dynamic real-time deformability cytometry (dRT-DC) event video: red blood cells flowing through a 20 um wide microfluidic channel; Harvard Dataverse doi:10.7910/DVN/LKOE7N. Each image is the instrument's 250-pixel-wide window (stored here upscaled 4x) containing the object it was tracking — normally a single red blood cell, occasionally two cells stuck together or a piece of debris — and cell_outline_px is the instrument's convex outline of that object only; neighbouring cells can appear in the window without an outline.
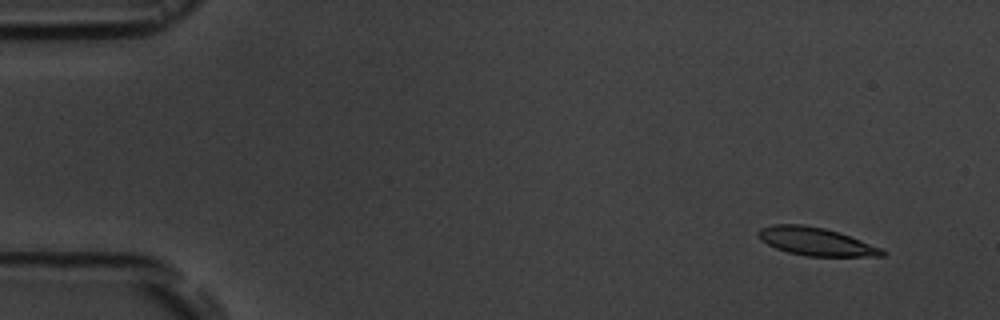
{"species": "common noctule bat (a hibernating species)", "species_latin": "Nyctalus noctula", "temperature_condition": "room temperature", "stored_images_in_passage": 8, "camera_frame_rate_fps": 3000, "um_per_image_px": 0.085, "animal": {"sex": "male", "body_mass_g": 19.5, "forearm_length_mm": 54.6}, "frame": {"image": 1, "passage_image": 1, "time_ms": 0.0, "image_size_px": [1000, 320], "cell_outline_px": [[888, 252], [884, 256], [804, 256], [788, 252], [776, 248], [760, 240], [756, 236], [756, 232], [760, 228], [772, 224], [800, 224], [824, 228], [840, 232], [884, 248]], "centroid_in_image_um": [69.37, 20.52], "position_along_channel_um": 15.6, "area_um2": 20.58}}
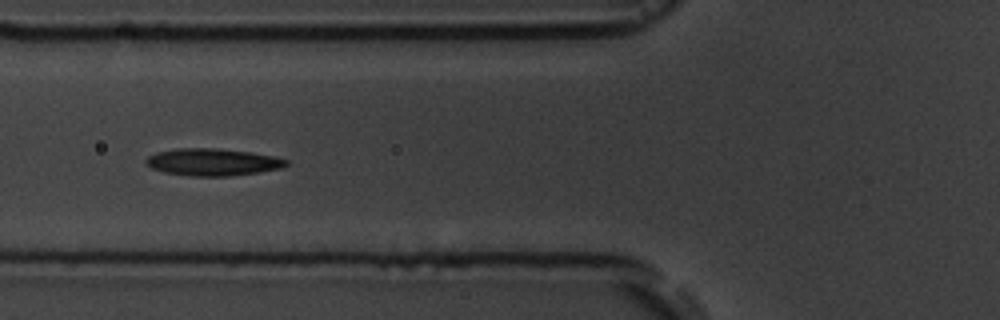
{"frame": {"image": 2, "passage_image": 6, "time_ms": 5.667, "image_size_px": [1000, 320], "cell_outline_px": [[288, 164], [284, 168], [260, 172], [232, 176], [192, 176], [164, 172], [152, 168], [144, 164], [144, 160], [148, 156], [156, 152], [176, 148], [212, 148], [252, 152], [272, 156], [288, 160]], "centroid_in_image_um": [18.07, 13.78], "position_along_channel_um": 107.7, "area_um2": 22.37}}
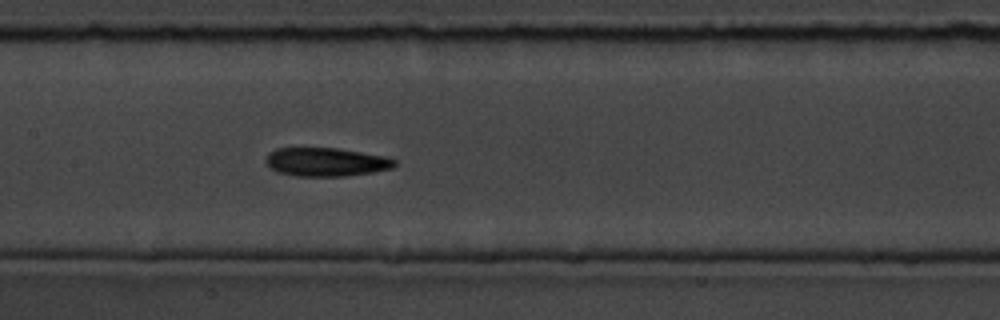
{"frame": {"image": 3, "passage_image": 8, "time_ms": 7.667, "image_size_px": [1000, 320], "cell_outline_px": [[396, 164], [392, 168], [372, 172], [344, 176], [296, 176], [276, 172], [264, 160], [268, 152], [276, 148], [336, 148], [384, 156], [396, 160]], "centroid_in_image_um": [27.67, 13.77], "position_along_channel_um": 179.7, "area_um2": 21.39}}